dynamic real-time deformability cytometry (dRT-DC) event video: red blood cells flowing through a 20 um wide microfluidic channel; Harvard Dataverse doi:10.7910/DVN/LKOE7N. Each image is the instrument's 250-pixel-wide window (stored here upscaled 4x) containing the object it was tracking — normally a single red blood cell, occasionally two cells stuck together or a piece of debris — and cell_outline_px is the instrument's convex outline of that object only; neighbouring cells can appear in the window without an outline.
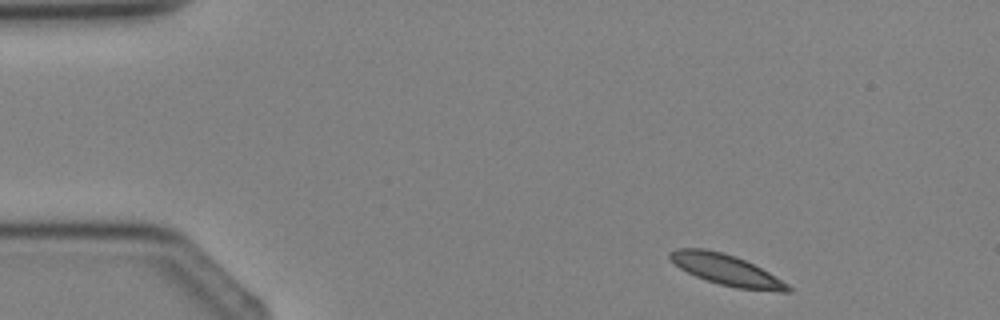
{"species": "Egyptian fruit bat (a non-hibernating species)", "species_latin": "Rousettus aegyptiacus", "temperature_condition": "cold", "stored_images_in_passage": 3, "camera_frame_rate_fps": 3000, "um_per_image_px": 0.085, "animal": {"sex": "female"}, "frame": {"image": 1, "passage_image": 1, "time_ms": 0.0, "image_size_px": [1000, 320], "cell_outline_px": [[792, 292], [780, 292], [736, 288], [720, 284], [696, 276], [680, 268], [668, 256], [668, 252], [676, 248], [704, 248], [736, 256], [768, 272], [788, 284], [792, 288]], "centroid_in_image_um": [61.75, 22.94], "position_along_channel_um": 23.3, "area_um2": 20.92}}